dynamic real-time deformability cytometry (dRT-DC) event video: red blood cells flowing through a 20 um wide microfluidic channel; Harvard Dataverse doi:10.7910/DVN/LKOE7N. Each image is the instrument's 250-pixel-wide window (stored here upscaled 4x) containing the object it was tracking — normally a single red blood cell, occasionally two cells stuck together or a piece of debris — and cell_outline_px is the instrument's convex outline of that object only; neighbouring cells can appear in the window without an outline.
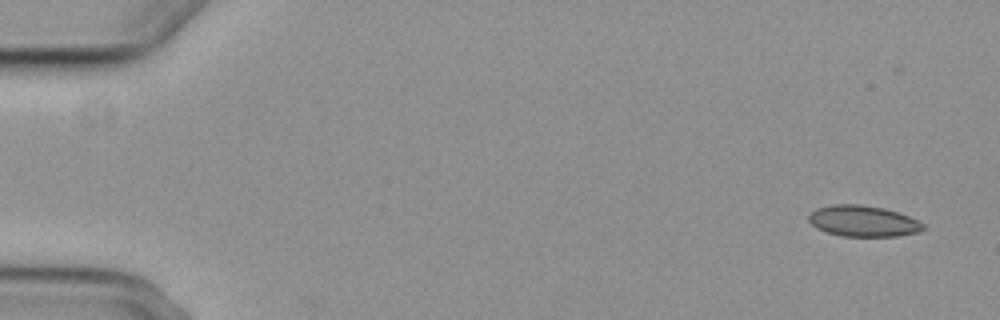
{"species": "common noctule bat (a hibernating species)", "species_latin": "Nyctalus noctula", "temperature_condition": "cold", "stored_images_in_passage": 6, "camera_frame_rate_fps": 3000, "um_per_image_px": 0.085, "animal": {"sex": "female", "body_mass_g": 29.2, "forearm_length_mm": 56.3}, "frame": {"image": 1, "passage_image": 1, "time_ms": 0.0, "image_size_px": [1000, 320], "cell_outline_px": [[924, 228], [920, 232], [896, 236], [840, 236], [824, 232], [816, 228], [808, 220], [808, 216], [816, 208], [832, 204], [860, 204], [884, 208], [908, 216], [924, 224]], "centroid_in_image_um": [73.33, 18.79], "position_along_channel_um": 11.7, "area_um2": 20.75}}